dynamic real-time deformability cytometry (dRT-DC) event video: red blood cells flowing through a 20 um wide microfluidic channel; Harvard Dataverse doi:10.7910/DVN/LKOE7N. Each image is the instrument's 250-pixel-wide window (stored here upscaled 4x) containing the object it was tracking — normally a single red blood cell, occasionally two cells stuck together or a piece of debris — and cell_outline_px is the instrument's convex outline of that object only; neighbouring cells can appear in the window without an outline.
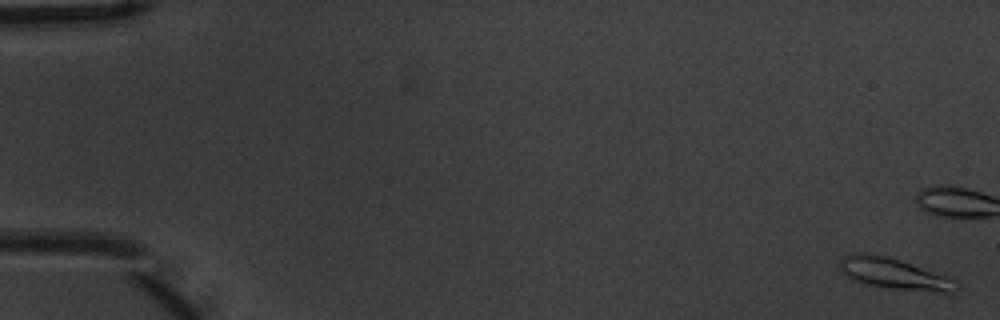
{"species": "common noctule bat (a hibernating species)", "species_latin": "Nyctalus noctula", "temperature_condition": "warm", "stored_images_in_passage": 10, "camera_frame_rate_fps": 3000, "um_per_image_px": 0.085, "animal": {"sex": "male", "body_mass_g": 20.1, "forearm_length_mm": 53.5}, "frame": {"image": 1, "passage_image": 1, "time_ms": 0.0, "image_size_px": [1000, 320], "cell_outline_px": [[960, 288], [952, 292], [944, 292], [892, 288], [868, 284], [844, 276], [840, 268], [840, 260], [844, 256], [884, 256], [900, 260], [952, 276], [960, 280]], "centroid_in_image_um": [76.2, 23.31], "position_along_channel_um": 8.8, "area_um2": 20.58}}